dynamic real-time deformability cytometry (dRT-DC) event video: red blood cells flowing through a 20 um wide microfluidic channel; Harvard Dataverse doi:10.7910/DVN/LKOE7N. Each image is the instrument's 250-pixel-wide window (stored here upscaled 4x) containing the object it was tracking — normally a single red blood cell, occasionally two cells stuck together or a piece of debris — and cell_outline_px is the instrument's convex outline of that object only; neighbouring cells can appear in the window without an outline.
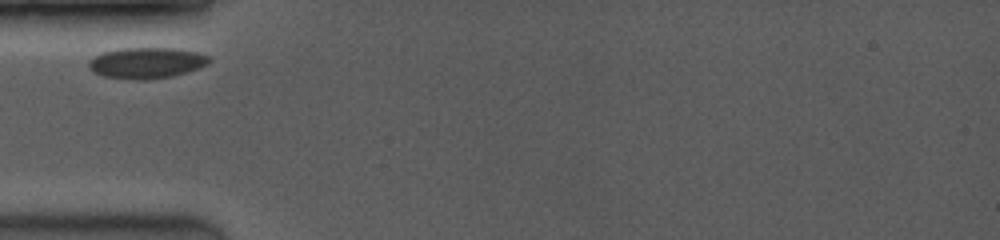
{"species": "common noctule bat (a hibernating species)", "species_latin": "Nyctalus noctula", "temperature_condition": "room temperature", "stored_images_in_passage": 28, "camera_frame_rate_fps": 3500, "um_per_image_px": 0.085, "animal": {"sex": "female", "body_mass_g": 19.0, "forearm_length_mm": 53.3}, "frame": {"image": 1, "passage_image": 1, "time_ms": 0.0, "image_size_px": [1000, 240], "cell_outline_px": [[212, 60], [208, 64], [200, 68], [188, 72], [172, 76], [144, 80], [136, 80], [104, 76], [92, 72], [88, 68], [88, 60], [104, 52], [120, 48], [176, 48], [196, 52], [208, 56]], "centroid_in_image_um": [12.46, 5.35], "position_along_channel_um": 72.5, "area_um2": 21.85}}
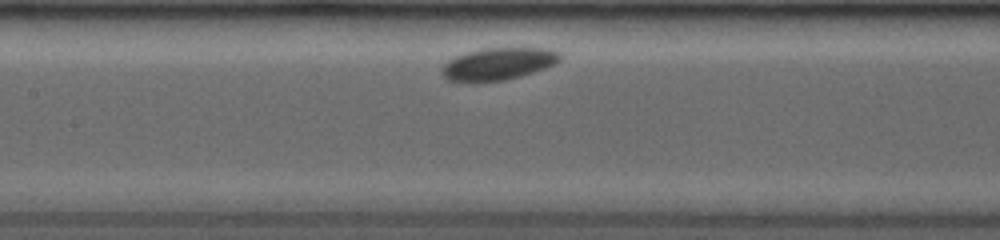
{"frame": {"image": 2, "passage_image": 11, "time_ms": 2.571, "image_size_px": [1000, 240], "cell_outline_px": [[560, 60], [556, 64], [520, 76], [504, 80], [472, 84], [468, 84], [448, 80], [440, 72], [440, 68], [448, 60], [464, 52], [480, 48], [548, 48], [560, 52]], "centroid_in_image_um": [42.28, 5.45], "position_along_channel_um": 165.1, "area_um2": 22.77}}
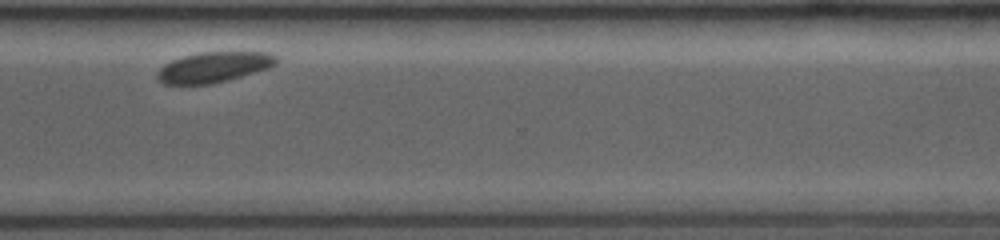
{"frame": {"image": 3, "passage_image": 27, "time_ms": 7.714, "image_size_px": [1000, 240], "cell_outline_px": [[276, 64], [268, 68], [228, 80], [212, 84], [164, 84], [156, 76], [160, 68], [164, 64], [172, 60], [184, 56], [200, 52], [268, 52], [276, 56]], "centroid_in_image_um": [18.17, 5.7], "position_along_channel_um": 352.4, "area_um2": 20.92}}